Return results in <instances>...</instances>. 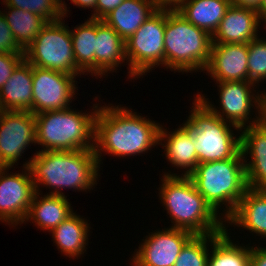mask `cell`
<instances>
[{
	"label": "cell",
	"mask_w": 266,
	"mask_h": 266,
	"mask_svg": "<svg viewBox=\"0 0 266 266\" xmlns=\"http://www.w3.org/2000/svg\"><path fill=\"white\" fill-rule=\"evenodd\" d=\"M87 219L76 214V211L66 220L62 221L57 227L52 229L53 243L57 246L61 254L69 258L83 256L88 245L89 232L91 227Z\"/></svg>",
	"instance_id": "cb8c5ba5"
},
{
	"label": "cell",
	"mask_w": 266,
	"mask_h": 266,
	"mask_svg": "<svg viewBox=\"0 0 266 266\" xmlns=\"http://www.w3.org/2000/svg\"><path fill=\"white\" fill-rule=\"evenodd\" d=\"M0 53L24 54V50L18 45L8 23L0 12Z\"/></svg>",
	"instance_id": "1f68e13d"
},
{
	"label": "cell",
	"mask_w": 266,
	"mask_h": 266,
	"mask_svg": "<svg viewBox=\"0 0 266 266\" xmlns=\"http://www.w3.org/2000/svg\"><path fill=\"white\" fill-rule=\"evenodd\" d=\"M216 84H218V100L221 108L214 106V103L210 102L209 98H205L206 96L202 93L198 92L196 96L221 119L241 129L257 125L266 118L265 89L257 90L258 87L249 81H223ZM254 108L255 111H253ZM252 111L256 114L255 118L251 117Z\"/></svg>",
	"instance_id": "ba28073f"
},
{
	"label": "cell",
	"mask_w": 266,
	"mask_h": 266,
	"mask_svg": "<svg viewBox=\"0 0 266 266\" xmlns=\"http://www.w3.org/2000/svg\"><path fill=\"white\" fill-rule=\"evenodd\" d=\"M24 58L32 66L76 77L84 75L76 65L70 28L65 24L64 17L48 22L42 28L35 40L24 50Z\"/></svg>",
	"instance_id": "9c48e42d"
},
{
	"label": "cell",
	"mask_w": 266,
	"mask_h": 266,
	"mask_svg": "<svg viewBox=\"0 0 266 266\" xmlns=\"http://www.w3.org/2000/svg\"><path fill=\"white\" fill-rule=\"evenodd\" d=\"M250 266H266V246H251Z\"/></svg>",
	"instance_id": "e575fe53"
},
{
	"label": "cell",
	"mask_w": 266,
	"mask_h": 266,
	"mask_svg": "<svg viewBox=\"0 0 266 266\" xmlns=\"http://www.w3.org/2000/svg\"><path fill=\"white\" fill-rule=\"evenodd\" d=\"M188 176L205 201L225 221L235 212L248 189L241 151L233 158L200 163ZM219 209H223V213Z\"/></svg>",
	"instance_id": "277c9868"
},
{
	"label": "cell",
	"mask_w": 266,
	"mask_h": 266,
	"mask_svg": "<svg viewBox=\"0 0 266 266\" xmlns=\"http://www.w3.org/2000/svg\"><path fill=\"white\" fill-rule=\"evenodd\" d=\"M2 4L30 11L42 16L47 22H54L68 17L67 5L64 0H3Z\"/></svg>",
	"instance_id": "f1b7e54d"
},
{
	"label": "cell",
	"mask_w": 266,
	"mask_h": 266,
	"mask_svg": "<svg viewBox=\"0 0 266 266\" xmlns=\"http://www.w3.org/2000/svg\"><path fill=\"white\" fill-rule=\"evenodd\" d=\"M125 61V41L111 26L96 19L95 76L100 79L104 75L109 76L110 72H116Z\"/></svg>",
	"instance_id": "d6986e66"
},
{
	"label": "cell",
	"mask_w": 266,
	"mask_h": 266,
	"mask_svg": "<svg viewBox=\"0 0 266 266\" xmlns=\"http://www.w3.org/2000/svg\"><path fill=\"white\" fill-rule=\"evenodd\" d=\"M159 187V200L169 215L170 228L183 229L194 235L219 234L226 223L197 191L189 176L164 172Z\"/></svg>",
	"instance_id": "3957f363"
},
{
	"label": "cell",
	"mask_w": 266,
	"mask_h": 266,
	"mask_svg": "<svg viewBox=\"0 0 266 266\" xmlns=\"http://www.w3.org/2000/svg\"><path fill=\"white\" fill-rule=\"evenodd\" d=\"M260 22L266 25V0H262L261 6L257 11Z\"/></svg>",
	"instance_id": "f35d334b"
},
{
	"label": "cell",
	"mask_w": 266,
	"mask_h": 266,
	"mask_svg": "<svg viewBox=\"0 0 266 266\" xmlns=\"http://www.w3.org/2000/svg\"><path fill=\"white\" fill-rule=\"evenodd\" d=\"M23 167H29L35 190L41 193L44 185L50 195H65L61 192L63 188L79 192L93 190L100 176L94 149L37 151Z\"/></svg>",
	"instance_id": "7a4b0ae2"
},
{
	"label": "cell",
	"mask_w": 266,
	"mask_h": 266,
	"mask_svg": "<svg viewBox=\"0 0 266 266\" xmlns=\"http://www.w3.org/2000/svg\"><path fill=\"white\" fill-rule=\"evenodd\" d=\"M9 168H0V221L16 227L24 223L36 190L29 167L20 173Z\"/></svg>",
	"instance_id": "8fae6325"
},
{
	"label": "cell",
	"mask_w": 266,
	"mask_h": 266,
	"mask_svg": "<svg viewBox=\"0 0 266 266\" xmlns=\"http://www.w3.org/2000/svg\"><path fill=\"white\" fill-rule=\"evenodd\" d=\"M124 0H97L95 8V19L102 20L112 10L122 4Z\"/></svg>",
	"instance_id": "836d02e7"
},
{
	"label": "cell",
	"mask_w": 266,
	"mask_h": 266,
	"mask_svg": "<svg viewBox=\"0 0 266 266\" xmlns=\"http://www.w3.org/2000/svg\"><path fill=\"white\" fill-rule=\"evenodd\" d=\"M71 3L74 4V6L81 7V8H87V9H93L91 10L93 13L89 18L95 19V8H96V2L97 0H70Z\"/></svg>",
	"instance_id": "8d00e7d4"
},
{
	"label": "cell",
	"mask_w": 266,
	"mask_h": 266,
	"mask_svg": "<svg viewBox=\"0 0 266 266\" xmlns=\"http://www.w3.org/2000/svg\"><path fill=\"white\" fill-rule=\"evenodd\" d=\"M42 195L35 192L24 223L32 221L37 228L50 232L72 215L74 210L66 195Z\"/></svg>",
	"instance_id": "7402d4cb"
},
{
	"label": "cell",
	"mask_w": 266,
	"mask_h": 266,
	"mask_svg": "<svg viewBox=\"0 0 266 266\" xmlns=\"http://www.w3.org/2000/svg\"><path fill=\"white\" fill-rule=\"evenodd\" d=\"M187 0H155L159 8L177 9L183 2Z\"/></svg>",
	"instance_id": "74e56055"
},
{
	"label": "cell",
	"mask_w": 266,
	"mask_h": 266,
	"mask_svg": "<svg viewBox=\"0 0 266 266\" xmlns=\"http://www.w3.org/2000/svg\"><path fill=\"white\" fill-rule=\"evenodd\" d=\"M230 5V0H187L176 10L188 22L212 36Z\"/></svg>",
	"instance_id": "d4e9b609"
},
{
	"label": "cell",
	"mask_w": 266,
	"mask_h": 266,
	"mask_svg": "<svg viewBox=\"0 0 266 266\" xmlns=\"http://www.w3.org/2000/svg\"><path fill=\"white\" fill-rule=\"evenodd\" d=\"M99 106L98 103L93 104V112L69 107L35 114L39 151L94 149L95 117Z\"/></svg>",
	"instance_id": "5b68a950"
},
{
	"label": "cell",
	"mask_w": 266,
	"mask_h": 266,
	"mask_svg": "<svg viewBox=\"0 0 266 266\" xmlns=\"http://www.w3.org/2000/svg\"><path fill=\"white\" fill-rule=\"evenodd\" d=\"M205 71L215 82L248 81V43H212Z\"/></svg>",
	"instance_id": "2e32d148"
},
{
	"label": "cell",
	"mask_w": 266,
	"mask_h": 266,
	"mask_svg": "<svg viewBox=\"0 0 266 266\" xmlns=\"http://www.w3.org/2000/svg\"><path fill=\"white\" fill-rule=\"evenodd\" d=\"M248 81L256 86L266 81V39L263 37L248 43Z\"/></svg>",
	"instance_id": "4dcf8cb0"
},
{
	"label": "cell",
	"mask_w": 266,
	"mask_h": 266,
	"mask_svg": "<svg viewBox=\"0 0 266 266\" xmlns=\"http://www.w3.org/2000/svg\"><path fill=\"white\" fill-rule=\"evenodd\" d=\"M260 24L257 11L230 5L212 35V43H249L259 36Z\"/></svg>",
	"instance_id": "e0dca14e"
},
{
	"label": "cell",
	"mask_w": 266,
	"mask_h": 266,
	"mask_svg": "<svg viewBox=\"0 0 266 266\" xmlns=\"http://www.w3.org/2000/svg\"><path fill=\"white\" fill-rule=\"evenodd\" d=\"M3 167H7V166L1 161V158H0V168H3Z\"/></svg>",
	"instance_id": "ab89813d"
},
{
	"label": "cell",
	"mask_w": 266,
	"mask_h": 266,
	"mask_svg": "<svg viewBox=\"0 0 266 266\" xmlns=\"http://www.w3.org/2000/svg\"><path fill=\"white\" fill-rule=\"evenodd\" d=\"M239 135L248 188L266 190V118L241 128Z\"/></svg>",
	"instance_id": "9a60e30c"
},
{
	"label": "cell",
	"mask_w": 266,
	"mask_h": 266,
	"mask_svg": "<svg viewBox=\"0 0 266 266\" xmlns=\"http://www.w3.org/2000/svg\"><path fill=\"white\" fill-rule=\"evenodd\" d=\"M230 229L210 234V252L207 266H250L251 246L231 240Z\"/></svg>",
	"instance_id": "484cf974"
},
{
	"label": "cell",
	"mask_w": 266,
	"mask_h": 266,
	"mask_svg": "<svg viewBox=\"0 0 266 266\" xmlns=\"http://www.w3.org/2000/svg\"><path fill=\"white\" fill-rule=\"evenodd\" d=\"M158 9L155 0H124L102 20L126 41Z\"/></svg>",
	"instance_id": "44dd1931"
},
{
	"label": "cell",
	"mask_w": 266,
	"mask_h": 266,
	"mask_svg": "<svg viewBox=\"0 0 266 266\" xmlns=\"http://www.w3.org/2000/svg\"><path fill=\"white\" fill-rule=\"evenodd\" d=\"M164 143V144H163ZM159 145L163 147L165 159L171 167L183 170L181 175L188 176L199 164L195 150L194 137L191 131L182 123L174 131H168L161 125L159 131Z\"/></svg>",
	"instance_id": "ac0fdd59"
},
{
	"label": "cell",
	"mask_w": 266,
	"mask_h": 266,
	"mask_svg": "<svg viewBox=\"0 0 266 266\" xmlns=\"http://www.w3.org/2000/svg\"><path fill=\"white\" fill-rule=\"evenodd\" d=\"M74 28V30L70 29V34L76 65L85 75L91 73L90 75L94 77L96 19L89 18Z\"/></svg>",
	"instance_id": "4316f807"
},
{
	"label": "cell",
	"mask_w": 266,
	"mask_h": 266,
	"mask_svg": "<svg viewBox=\"0 0 266 266\" xmlns=\"http://www.w3.org/2000/svg\"><path fill=\"white\" fill-rule=\"evenodd\" d=\"M212 36L188 22L176 9H166L164 68L201 73L210 61Z\"/></svg>",
	"instance_id": "8992f818"
},
{
	"label": "cell",
	"mask_w": 266,
	"mask_h": 266,
	"mask_svg": "<svg viewBox=\"0 0 266 266\" xmlns=\"http://www.w3.org/2000/svg\"><path fill=\"white\" fill-rule=\"evenodd\" d=\"M108 105V106H107ZM99 106L95 117L94 152L99 166L102 154L139 156L159 146L161 125L125 106Z\"/></svg>",
	"instance_id": "6da1fadb"
},
{
	"label": "cell",
	"mask_w": 266,
	"mask_h": 266,
	"mask_svg": "<svg viewBox=\"0 0 266 266\" xmlns=\"http://www.w3.org/2000/svg\"><path fill=\"white\" fill-rule=\"evenodd\" d=\"M36 144L35 114L0 110V158L7 167L18 165L28 146ZM25 150V151H24Z\"/></svg>",
	"instance_id": "5bb4252c"
},
{
	"label": "cell",
	"mask_w": 266,
	"mask_h": 266,
	"mask_svg": "<svg viewBox=\"0 0 266 266\" xmlns=\"http://www.w3.org/2000/svg\"><path fill=\"white\" fill-rule=\"evenodd\" d=\"M33 66L24 58L0 90V109L33 113Z\"/></svg>",
	"instance_id": "ffe728a7"
},
{
	"label": "cell",
	"mask_w": 266,
	"mask_h": 266,
	"mask_svg": "<svg viewBox=\"0 0 266 266\" xmlns=\"http://www.w3.org/2000/svg\"><path fill=\"white\" fill-rule=\"evenodd\" d=\"M193 233L176 228L154 230L145 236V240L135 249L131 266H174L185 244Z\"/></svg>",
	"instance_id": "4fadbf2b"
},
{
	"label": "cell",
	"mask_w": 266,
	"mask_h": 266,
	"mask_svg": "<svg viewBox=\"0 0 266 266\" xmlns=\"http://www.w3.org/2000/svg\"><path fill=\"white\" fill-rule=\"evenodd\" d=\"M23 59L24 54L0 53V90Z\"/></svg>",
	"instance_id": "d6a6232c"
},
{
	"label": "cell",
	"mask_w": 266,
	"mask_h": 266,
	"mask_svg": "<svg viewBox=\"0 0 266 266\" xmlns=\"http://www.w3.org/2000/svg\"><path fill=\"white\" fill-rule=\"evenodd\" d=\"M230 1L231 5L248 8L255 11L259 10L262 3V0H230Z\"/></svg>",
	"instance_id": "d590c367"
},
{
	"label": "cell",
	"mask_w": 266,
	"mask_h": 266,
	"mask_svg": "<svg viewBox=\"0 0 266 266\" xmlns=\"http://www.w3.org/2000/svg\"><path fill=\"white\" fill-rule=\"evenodd\" d=\"M76 78L72 74L33 66V114L72 107L70 104L78 90Z\"/></svg>",
	"instance_id": "7c38bea8"
},
{
	"label": "cell",
	"mask_w": 266,
	"mask_h": 266,
	"mask_svg": "<svg viewBox=\"0 0 266 266\" xmlns=\"http://www.w3.org/2000/svg\"><path fill=\"white\" fill-rule=\"evenodd\" d=\"M165 25L166 9L159 8L125 41L128 78L136 80L155 67H164Z\"/></svg>",
	"instance_id": "30bf717a"
},
{
	"label": "cell",
	"mask_w": 266,
	"mask_h": 266,
	"mask_svg": "<svg viewBox=\"0 0 266 266\" xmlns=\"http://www.w3.org/2000/svg\"><path fill=\"white\" fill-rule=\"evenodd\" d=\"M232 227H242L266 238V190L248 188L235 212L225 221Z\"/></svg>",
	"instance_id": "603a6c76"
},
{
	"label": "cell",
	"mask_w": 266,
	"mask_h": 266,
	"mask_svg": "<svg viewBox=\"0 0 266 266\" xmlns=\"http://www.w3.org/2000/svg\"><path fill=\"white\" fill-rule=\"evenodd\" d=\"M210 234L194 235L182 248L174 266H207Z\"/></svg>",
	"instance_id": "f546056e"
},
{
	"label": "cell",
	"mask_w": 266,
	"mask_h": 266,
	"mask_svg": "<svg viewBox=\"0 0 266 266\" xmlns=\"http://www.w3.org/2000/svg\"><path fill=\"white\" fill-rule=\"evenodd\" d=\"M4 7H6V11L0 10V12L8 23L18 45L25 50L48 22L42 16L30 11L14 7Z\"/></svg>",
	"instance_id": "83f0119b"
},
{
	"label": "cell",
	"mask_w": 266,
	"mask_h": 266,
	"mask_svg": "<svg viewBox=\"0 0 266 266\" xmlns=\"http://www.w3.org/2000/svg\"><path fill=\"white\" fill-rule=\"evenodd\" d=\"M193 101L184 125L194 137L198 163L233 158L240 151V129L214 114L197 96Z\"/></svg>",
	"instance_id": "52a82bcc"
}]
</instances>
